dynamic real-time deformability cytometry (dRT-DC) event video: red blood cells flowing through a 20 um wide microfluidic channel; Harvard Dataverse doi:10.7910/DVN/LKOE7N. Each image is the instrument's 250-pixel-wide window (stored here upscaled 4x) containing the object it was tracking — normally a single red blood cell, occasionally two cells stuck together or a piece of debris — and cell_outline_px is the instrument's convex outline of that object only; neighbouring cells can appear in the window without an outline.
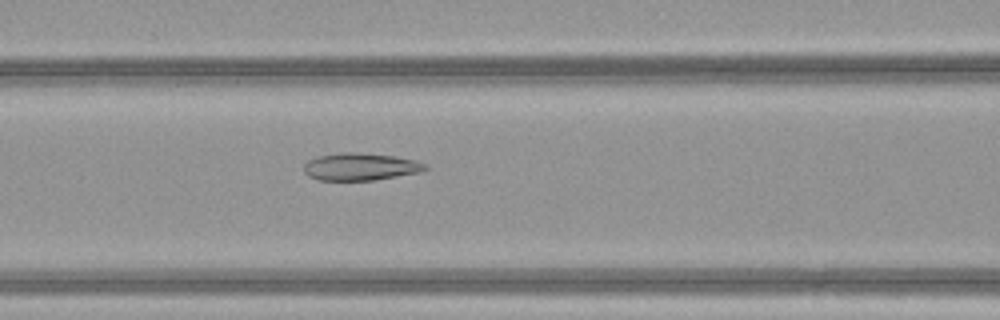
{"species": "common noctule bat (a hibernating species)", "species_latin": "Nyctalus noctula", "temperature_condition": "warm", "stored_images_in_passage": 24, "camera_frame_rate_fps": 3000, "um_per_image_px": 0.085, "animal": {"sex": "female", "body_mass_g": 21.9}, "frame": {"image": 1, "passage_image": 10, "time_ms": 3.0, "image_size_px": [1000, 320], "cell_outline_px": [[428, 168], [420, 172], [372, 180], [316, 180], [308, 176], [304, 172], [304, 164], [308, 160], [320, 156], [340, 152], [352, 152], [392, 156], [412, 160], [428, 164]], "centroid_in_image_um": [30.59, 14.18], "position_along_channel_um": 136.0, "area_um2": 19.13}}
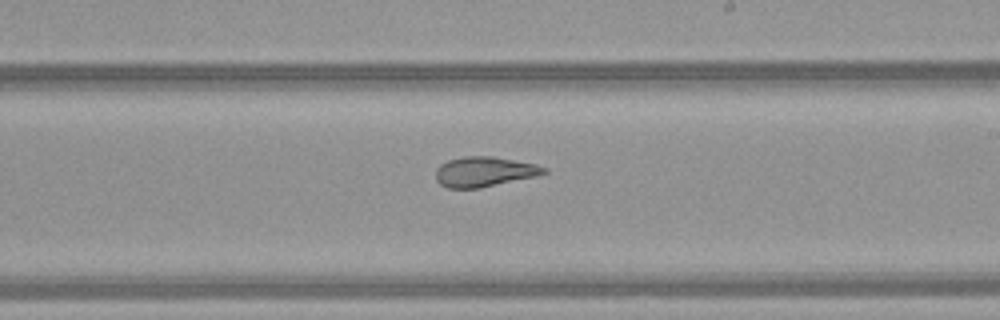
{"frame": {"image": 2, "passage_image": 18, "time_ms": 5.667, "image_size_px": [1000, 320], "cell_outline_px": [[548, 172], [536, 176], [480, 188], [448, 188], [440, 184], [436, 180], [436, 168], [440, 164], [448, 160], [464, 156], [492, 156], [536, 164], [548, 168]], "centroid_in_image_um": [41.16, 14.59], "position_along_channel_um": 247.8, "area_um2": 18.96}}
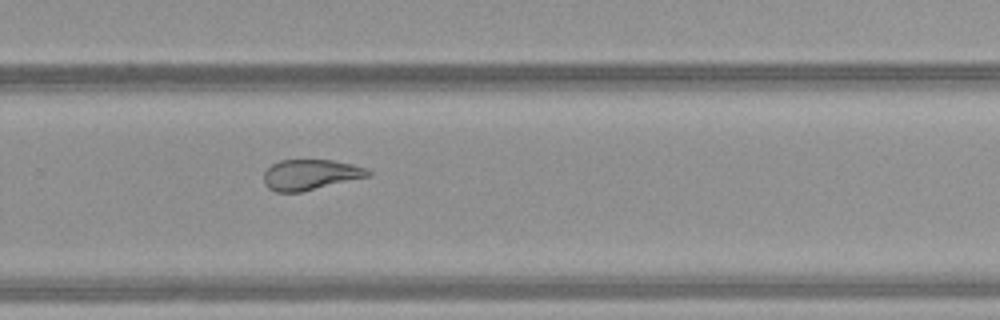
{"frame": {"image": 3, "passage_image": 22, "time_ms": 7.0, "image_size_px": [1000, 320], "cell_outline_px": [[372, 176], [300, 192], [276, 192], [268, 188], [264, 184], [264, 172], [272, 164], [280, 160], [332, 160], [352, 164], [368, 168], [372, 172]], "centroid_in_image_um": [26.42, 14.85], "position_along_channel_um": 303.4, "area_um2": 18.67}}